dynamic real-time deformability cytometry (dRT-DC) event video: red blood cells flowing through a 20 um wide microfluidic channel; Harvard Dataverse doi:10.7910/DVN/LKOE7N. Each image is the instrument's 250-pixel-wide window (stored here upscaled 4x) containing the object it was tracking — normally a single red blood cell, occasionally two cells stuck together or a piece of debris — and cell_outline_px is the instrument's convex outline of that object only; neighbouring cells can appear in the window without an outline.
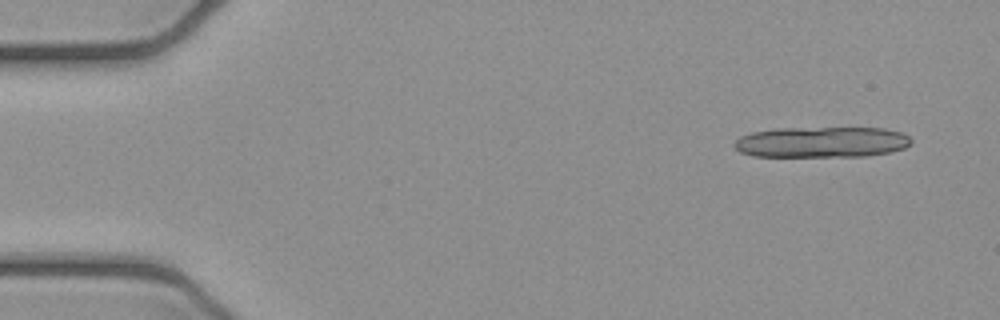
{"species": "common noctule bat (a hibernating species)", "species_latin": "Nyctalus noctula", "temperature_condition": "cold", "stored_images_in_passage": 3, "camera_frame_rate_fps": 3000, "um_per_image_px": 0.085, "animal": {"sex": "female", "body_mass_g": 21.9}, "frame": {"image": 1, "passage_image": 1, "time_ms": 0.0, "image_size_px": [1000, 320], "cell_outline_px": [[912, 144], [904, 148], [888, 152], [864, 156], [752, 156], [740, 152], [732, 144], [740, 136], [752, 132], [776, 128], [884, 128], [900, 132], [908, 136], [912, 140]], "centroid_in_image_um": [69.82, 12.07], "position_along_channel_um": 15.2, "area_um2": 31.73}}